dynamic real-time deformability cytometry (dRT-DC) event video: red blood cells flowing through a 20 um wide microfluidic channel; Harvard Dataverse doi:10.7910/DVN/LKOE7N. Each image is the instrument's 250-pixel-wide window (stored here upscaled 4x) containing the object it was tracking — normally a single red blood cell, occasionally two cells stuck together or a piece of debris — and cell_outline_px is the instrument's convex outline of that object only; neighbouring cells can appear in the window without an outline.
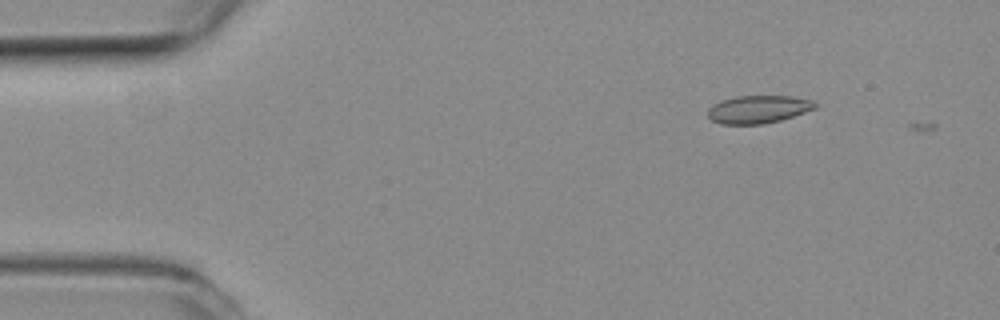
{"species": "common noctule bat (a hibernating species)", "species_latin": "Nyctalus noctula", "temperature_condition": "room temperature", "stored_images_in_passage": 3, "camera_frame_rate_fps": 3000, "um_per_image_px": 0.085, "animal": {"sex": "female", "body_mass_g": 19.3, "forearm_length_mm": 54.1}, "frame": {"image": 1, "passage_image": 2, "time_ms": 0.333, "image_size_px": [1000, 320], "cell_outline_px": [[820, 104], [816, 108], [780, 120], [764, 124], [720, 124], [712, 120], [708, 116], [708, 108], [712, 104], [720, 100], [736, 96], [792, 96], [816, 100]], "centroid_in_image_um": [64.47, 9.28], "position_along_channel_um": 20.5, "area_um2": 17.63}}